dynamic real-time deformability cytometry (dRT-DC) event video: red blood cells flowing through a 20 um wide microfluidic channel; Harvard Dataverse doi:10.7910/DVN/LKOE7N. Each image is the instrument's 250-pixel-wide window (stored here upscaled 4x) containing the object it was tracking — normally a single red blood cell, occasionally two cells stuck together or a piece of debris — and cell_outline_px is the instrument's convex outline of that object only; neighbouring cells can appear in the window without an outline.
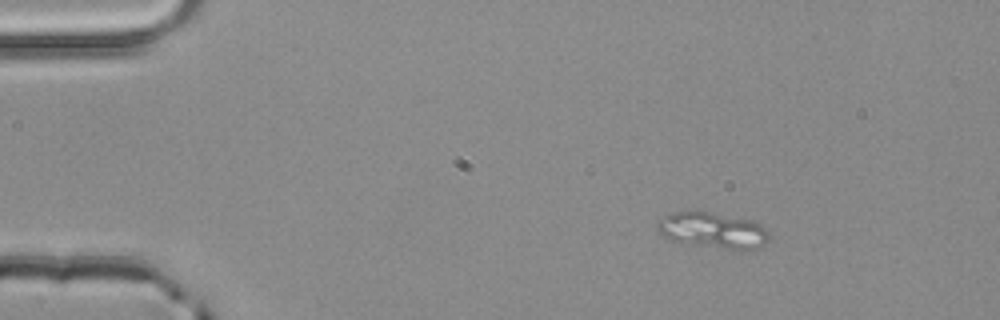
{"species": "common noctule bat (a hibernating species)", "species_latin": "Nyctalus noctula", "temperature_condition": "room temperature", "stored_images_in_passage": 3, "camera_frame_rate_fps": 3000, "um_per_image_px": 0.085, "animal": {"sex": "male", "body_mass_g": 20.4}, "frame": {"image": 1, "passage_image": 1, "time_ms": 0.0, "image_size_px": [1000, 320], "cell_outline_px": [[768, 240], [764, 244], [756, 248], [724, 248], [668, 240], [660, 236], [656, 228], [656, 220], [672, 212], [704, 208], [752, 220], [768, 228]], "centroid_in_image_um": [60.51, 19.49], "position_along_channel_um": 24.5, "area_um2": 24.1}}